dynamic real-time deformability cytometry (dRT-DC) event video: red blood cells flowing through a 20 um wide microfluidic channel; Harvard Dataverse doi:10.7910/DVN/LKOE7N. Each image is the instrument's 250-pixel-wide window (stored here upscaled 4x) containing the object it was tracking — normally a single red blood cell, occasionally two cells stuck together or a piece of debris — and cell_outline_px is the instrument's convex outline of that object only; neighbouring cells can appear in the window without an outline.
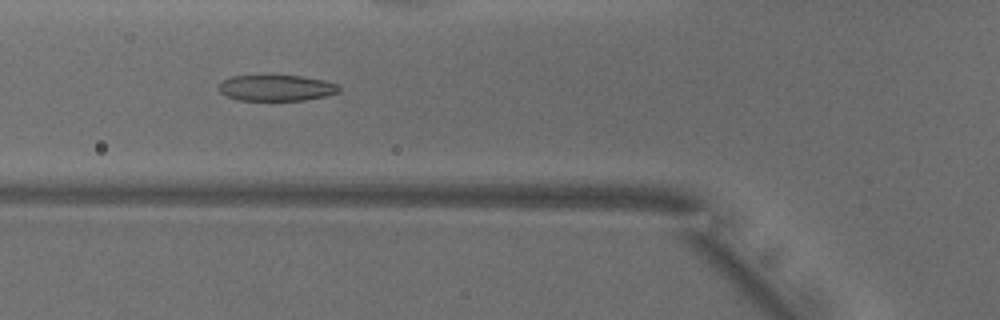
{"species": "common noctule bat (a hibernating species)", "species_latin": "Nyctalus noctula", "temperature_condition": "warm", "stored_images_in_passage": 39, "camera_frame_rate_fps": 3000, "um_per_image_px": 0.085, "animal": {"sex": "male", "body_mass_g": 18.8}, "frame": {"image": 1, "passage_image": 17, "time_ms": 5.333, "image_size_px": [1000, 320], "cell_outline_px": [[340, 92], [328, 96], [304, 100], [240, 100], [228, 96], [220, 92], [216, 88], [224, 80], [232, 76], [304, 76], [324, 80], [336, 84], [340, 88]], "centroid_in_image_um": [23.52, 7.48], "position_along_channel_um": 102.3, "area_um2": 18.15}}
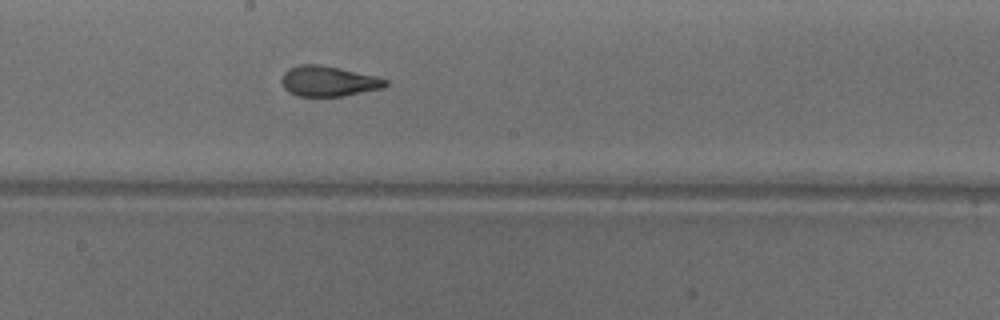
{"frame": {"image": 2, "passage_image": 26, "time_ms": 8.333, "image_size_px": [1000, 320], "cell_outline_px": [[388, 84], [384, 88], [344, 96], [296, 96], [288, 92], [284, 88], [280, 80], [284, 72], [288, 68], [300, 64], [320, 64], [340, 68], [376, 76], [388, 80]], "centroid_in_image_um": [27.9, 6.9], "position_along_channel_um": 220.3, "area_um2": 18.61}}
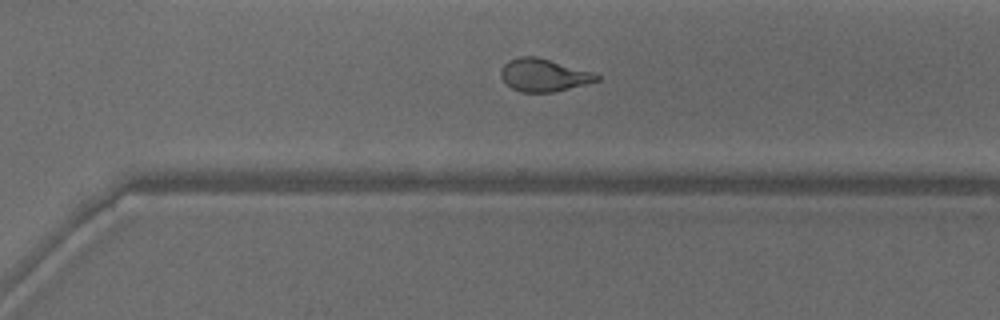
{"frame": {"image": 3, "passage_image": 34, "time_ms": 11.0, "image_size_px": [1000, 320], "cell_outline_px": [[600, 80], [556, 92], [520, 92], [512, 88], [500, 76], [500, 72], [504, 64], [508, 60], [520, 56], [536, 56], [596, 72], [600, 76]], "centroid_in_image_um": [46.25, 6.38], "position_along_channel_um": 324.3, "area_um2": 18.44}, "authors_computed_cell_mechanics": {"area_um2": 19.0162, "velocity_mm_per_s": 3.9235, "shape_relaxation_time_tau1_ms": 7.6252, "shape_relaxation_time_tau2_ms": 0.9814, "deformation_change_tau1": 0.2265, "deformation_change_tau2": 0.0844}}